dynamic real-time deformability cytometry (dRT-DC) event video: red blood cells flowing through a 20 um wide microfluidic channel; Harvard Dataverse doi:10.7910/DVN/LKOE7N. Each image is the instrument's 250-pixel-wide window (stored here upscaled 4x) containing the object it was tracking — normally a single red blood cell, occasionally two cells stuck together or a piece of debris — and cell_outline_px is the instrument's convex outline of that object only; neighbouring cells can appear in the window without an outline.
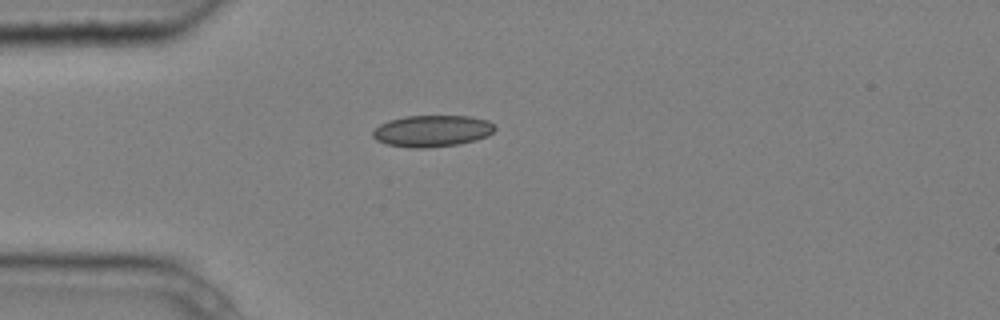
{"species": "common noctule bat (a hibernating species)", "species_latin": "Nyctalus noctula", "temperature_condition": "cold", "stored_images_in_passage": 5, "camera_frame_rate_fps": 3000, "um_per_image_px": 0.085, "animal": {"sex": "male", "body_mass_g": 20.4}, "frame": {"image": 1, "passage_image": 5, "time_ms": 1.333, "image_size_px": [1000, 320], "cell_outline_px": [[496, 128], [488, 136], [476, 140], [460, 144], [428, 148], [408, 148], [388, 144], [376, 140], [372, 136], [372, 132], [380, 124], [388, 120], [404, 116], [472, 116], [488, 120]], "centroid_in_image_um": [36.73, 11.13], "position_along_channel_um": 48.3, "area_um2": 22.66}}